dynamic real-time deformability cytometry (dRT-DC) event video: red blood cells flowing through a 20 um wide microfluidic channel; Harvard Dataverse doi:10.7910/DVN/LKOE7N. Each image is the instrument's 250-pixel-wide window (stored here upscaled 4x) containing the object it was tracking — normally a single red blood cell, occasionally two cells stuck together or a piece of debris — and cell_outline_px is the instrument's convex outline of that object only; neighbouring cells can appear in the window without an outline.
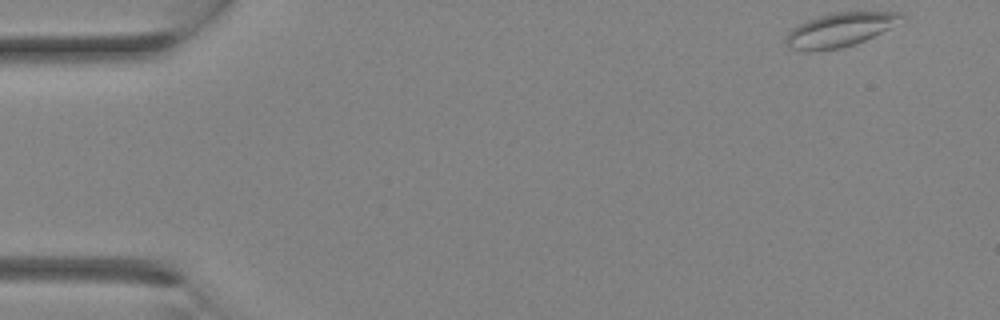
{"species": "Egyptian fruit bat (a non-hibernating species)", "species_latin": "Rousettus aegyptiacus", "temperature_condition": "room temperature", "stored_images_in_passage": 29, "camera_frame_rate_fps": 3000, "um_per_image_px": 0.085, "animal": {"sex": "female"}, "frame": {"image": 1, "passage_image": 1, "time_ms": 0.0, "image_size_px": [1000, 320], "cell_outline_px": [[904, 16], [888, 28], [864, 40], [840, 48], [788, 48], [784, 40], [788, 32], [792, 28], [808, 20], [828, 12], [904, 12]], "centroid_in_image_um": [71.37, 2.48], "position_along_channel_um": 13.6, "area_um2": 21.79}}
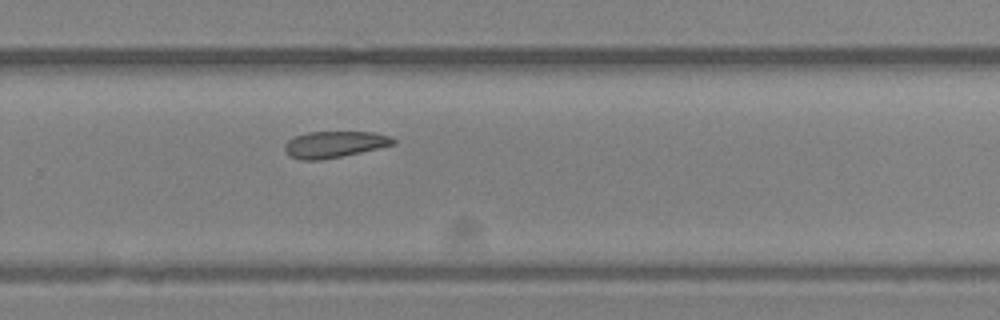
{"frame": {"image": 2, "passage_image": 19, "time_ms": 6.0, "image_size_px": [1000, 320], "cell_outline_px": [[396, 144], [360, 152], [320, 160], [300, 160], [288, 156], [284, 152], [284, 144], [288, 140], [296, 136], [308, 132], [376, 132], [388, 136], [396, 140]], "centroid_in_image_um": [28.38, 12.27], "position_along_channel_um": 301.4, "area_um2": 16.7}}
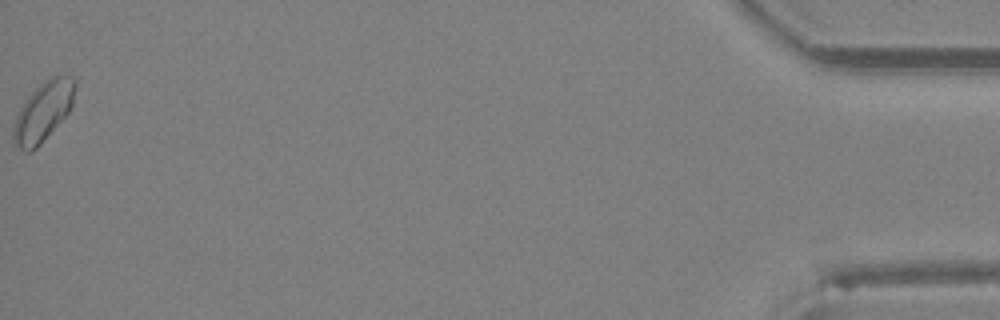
{"frame": {"image": 3, "passage_image": 29, "time_ms": 9.333, "image_size_px": [1000, 320], "cell_outline_px": [[76, 84], [72, 104], [68, 112], [40, 144], [36, 148], [28, 152], [24, 152], [12, 144], [12, 132], [20, 108], [24, 100], [44, 80], [56, 72], [72, 76], [76, 80]], "centroid_in_image_um": [3.67, 9.44], "position_along_channel_um": 431.5, "area_um2": 21.5}}